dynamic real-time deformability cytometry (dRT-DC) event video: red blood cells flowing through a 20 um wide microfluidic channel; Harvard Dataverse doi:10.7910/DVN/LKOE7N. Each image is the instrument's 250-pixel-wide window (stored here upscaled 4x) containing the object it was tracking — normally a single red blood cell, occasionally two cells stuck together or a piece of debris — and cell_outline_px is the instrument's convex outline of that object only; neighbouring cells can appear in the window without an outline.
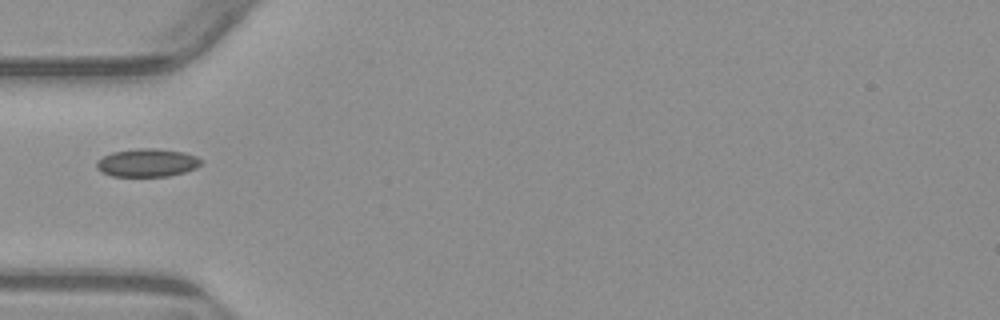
{"species": "common noctule bat (a hibernating species)", "species_latin": "Nyctalus noctula", "temperature_condition": "warm", "stored_images_in_passage": 37, "camera_frame_rate_fps": 3000, "um_per_image_px": 0.085, "animal": {"sex": "male", "body_mass_g": 23.1, "forearm_length_mm": 52.7}, "frame": {"image": 1, "passage_image": 1, "time_ms": 0.0, "image_size_px": [1000, 320], "cell_outline_px": [[204, 160], [196, 168], [184, 172], [168, 176], [112, 176], [100, 172], [96, 168], [96, 160], [112, 152], [140, 148], [156, 148], [184, 152], [196, 156]], "centroid_in_image_um": [12.5, 13.83], "position_along_channel_um": 72.5, "area_um2": 17.22}}
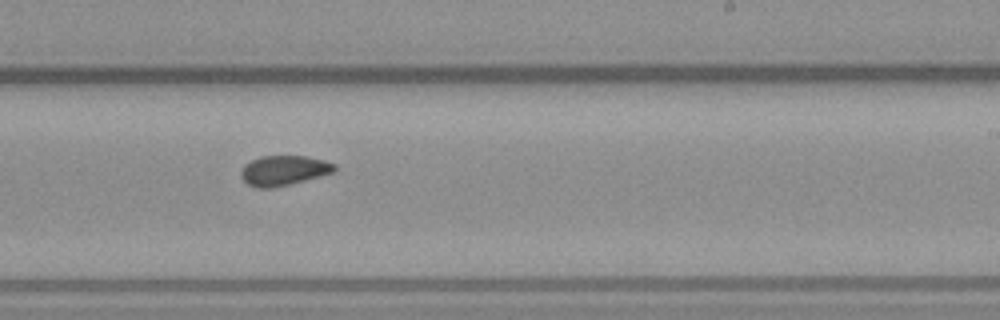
{"frame": {"image": 2, "passage_image": 16, "time_ms": 5.0, "image_size_px": [1000, 320], "cell_outline_px": [[336, 168], [332, 172], [320, 176], [272, 188], [256, 188], [248, 184], [240, 176], [240, 172], [244, 164], [260, 156], [304, 156], [324, 160], [336, 164]], "centroid_in_image_um": [24.08, 14.48], "position_along_channel_um": 264.9, "area_um2": 16.18}}
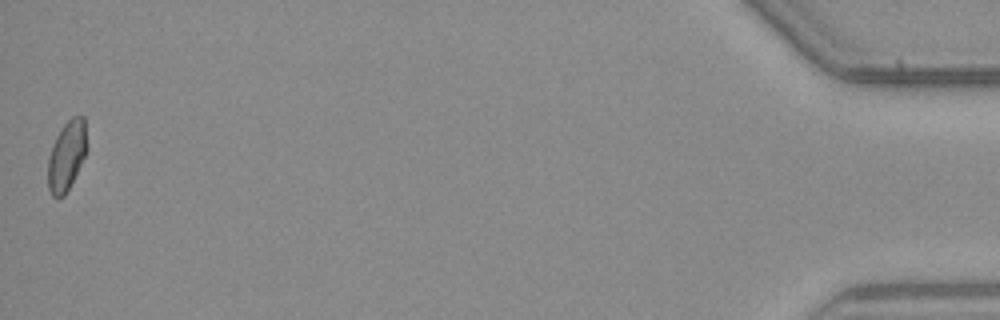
{"frame": {"image": 3, "passage_image": 37, "time_ms": 12.0, "image_size_px": [1000, 320], "cell_outline_px": [[88, 148], [64, 196], [56, 200], [52, 196], [48, 188], [48, 156], [56, 136], [60, 128], [72, 116], [84, 116]], "centroid_in_image_um": [5.66, 13.22], "position_along_channel_um": 429.5, "area_um2": 15.84}}